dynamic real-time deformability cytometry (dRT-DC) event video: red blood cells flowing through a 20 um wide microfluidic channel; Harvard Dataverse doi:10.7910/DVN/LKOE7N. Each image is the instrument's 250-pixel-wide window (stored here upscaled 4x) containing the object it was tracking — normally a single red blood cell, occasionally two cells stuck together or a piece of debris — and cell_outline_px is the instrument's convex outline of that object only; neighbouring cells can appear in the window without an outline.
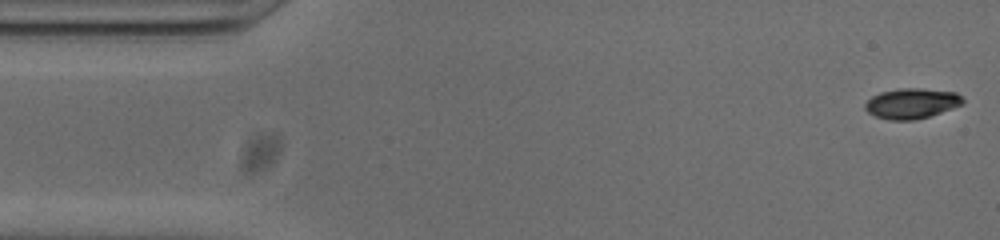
{"species": "common noctule bat (a hibernating species)", "species_latin": "Nyctalus noctula", "temperature_condition": "cold", "stored_images_in_passage": 52, "camera_frame_rate_fps": 3000, "um_per_image_px": 0.085, "animal": {"sex": "male", "body_mass_g": 20.0, "forearm_length_mm": 53.3}, "frame": {"image": 1, "passage_image": 1, "time_ms": 0.0, "image_size_px": [1000, 240], "cell_outline_px": [[964, 104], [928, 116], [912, 120], [888, 120], [876, 116], [868, 112], [864, 108], [864, 104], [872, 96], [880, 92], [900, 88], [920, 88], [956, 92], [964, 100]], "centroid_in_image_um": [77.47, 8.78], "position_along_channel_um": 7.5, "area_um2": 17.17}}
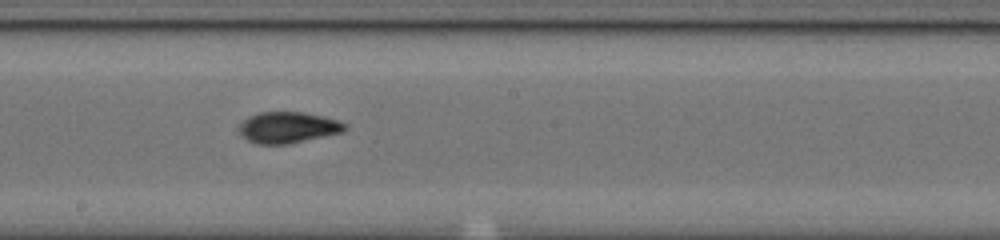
{"frame": {"image": 2, "passage_image": 27, "time_ms": 8.667, "image_size_px": [1000, 240], "cell_outline_px": [[348, 128], [344, 132], [288, 144], [256, 144], [240, 136], [236, 128], [248, 116], [260, 112], [304, 112], [324, 116], [348, 124]], "centroid_in_image_um": [24.46, 10.84], "position_along_channel_um": 223.7, "area_um2": 19.54}}
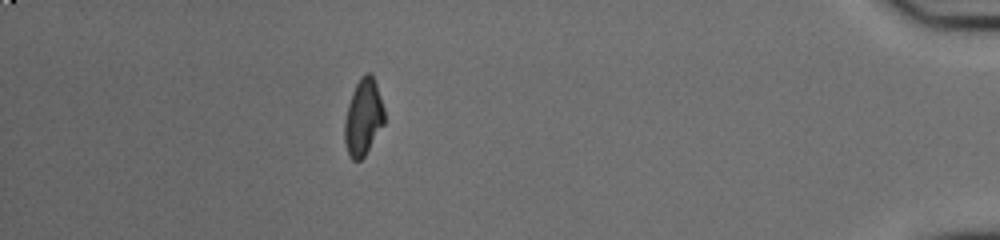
{"frame": {"image": 3, "passage_image": 46, "time_ms": 15.0, "image_size_px": [1000, 240], "cell_outline_px": [[384, 124], [364, 156], [360, 160], [352, 160], [348, 156], [344, 140], [344, 120], [348, 104], [352, 92], [360, 76], [368, 72], [372, 76], [376, 84], [384, 108]], "centroid_in_image_um": [30.86, 9.98], "position_along_channel_um": 404.3, "area_um2": 17.69}, "authors_computed_cell_mechanics": {"area_um2": 18.1492, "velocity_mm_per_s": 3.813, "shape_relaxation_time_tau1_ms": 7.06, "shape_relaxation_time_tau2_ms": 2.8457, "deformation_change_tau1": 0.2101, "deformation_change_tau2": 0.0747}}